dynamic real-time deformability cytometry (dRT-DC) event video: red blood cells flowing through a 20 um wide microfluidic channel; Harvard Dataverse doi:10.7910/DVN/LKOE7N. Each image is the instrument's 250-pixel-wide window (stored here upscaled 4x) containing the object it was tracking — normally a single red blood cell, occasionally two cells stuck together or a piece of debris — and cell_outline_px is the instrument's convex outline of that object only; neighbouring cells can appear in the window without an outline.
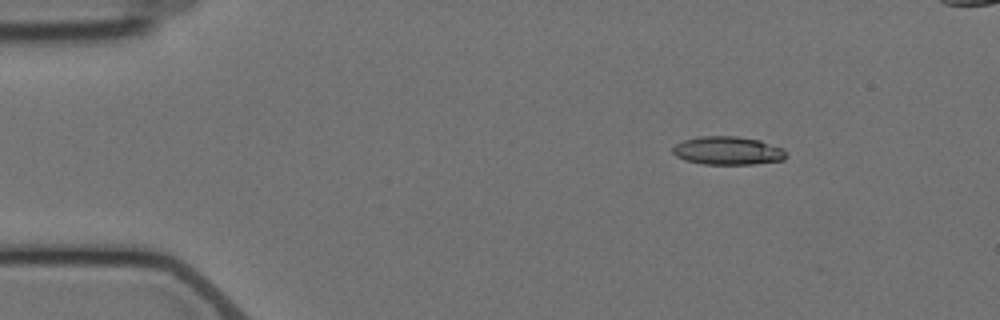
{"species": "Egyptian fruit bat (a non-hibernating species)", "species_latin": "Rousettus aegyptiacus", "temperature_condition": "cold", "stored_images_in_passage": 4, "segment_of_instrument_passage": [1, 2], "camera_frame_rate_fps": 3000, "um_per_image_px": 0.085, "animal": {"sex": "female"}, "frame": {"image": 1, "passage_image": 1, "time_ms": 0.0, "image_size_px": [1000, 320], "cell_outline_px": [[788, 156], [784, 160], [752, 164], [704, 164], [684, 160], [676, 156], [672, 152], [672, 148], [676, 144], [684, 140], [700, 136], [736, 136], [760, 140], [784, 148]], "centroid_in_image_um": [61.89, 12.8], "position_along_channel_um": 23.1, "area_um2": 18.84}}